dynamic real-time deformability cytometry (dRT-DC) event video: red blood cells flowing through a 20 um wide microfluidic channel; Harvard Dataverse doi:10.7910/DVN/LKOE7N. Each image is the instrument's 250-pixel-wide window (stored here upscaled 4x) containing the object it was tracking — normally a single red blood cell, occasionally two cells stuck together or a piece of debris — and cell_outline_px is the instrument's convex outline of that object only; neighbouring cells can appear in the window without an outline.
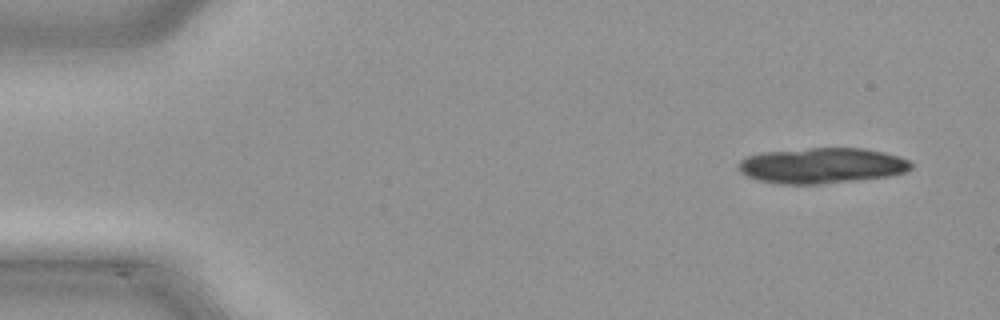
{"species": "common noctule bat (a hibernating species)", "species_latin": "Nyctalus noctula", "temperature_condition": "cold", "stored_images_in_passage": 13, "camera_frame_rate_fps": 3000, "um_per_image_px": 0.085, "animal": {"sex": "male", "body_mass_g": 21.5, "forearm_length_mm": 52.0}, "frame": {"image": 1, "passage_image": 3, "time_ms": 0.667, "image_size_px": [1000, 320], "cell_outline_px": [[912, 168], [908, 172], [888, 176], [856, 180], [820, 184], [776, 184], [756, 180], [744, 176], [740, 172], [736, 164], [740, 160], [748, 156], [760, 152], [812, 148], [864, 148], [884, 152], [900, 156], [908, 160], [912, 164]], "centroid_in_image_um": [69.82, 14.08], "position_along_channel_um": 15.2, "area_um2": 36.24}}